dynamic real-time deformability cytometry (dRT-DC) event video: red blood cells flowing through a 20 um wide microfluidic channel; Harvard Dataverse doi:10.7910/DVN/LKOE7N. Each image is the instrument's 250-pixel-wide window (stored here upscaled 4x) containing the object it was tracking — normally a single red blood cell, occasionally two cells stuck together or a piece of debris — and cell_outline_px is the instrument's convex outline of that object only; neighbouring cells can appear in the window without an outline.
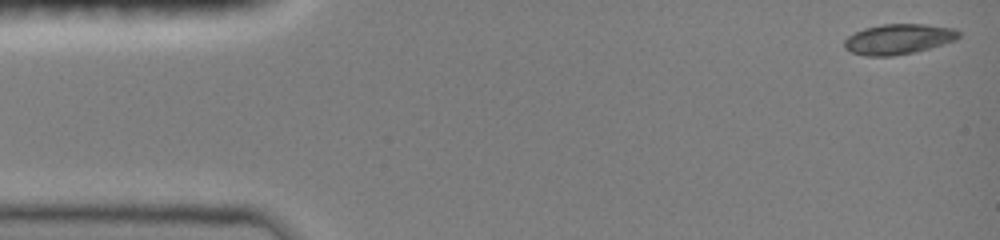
{"species": "common noctule bat (a hibernating species)", "species_latin": "Nyctalus noctula", "temperature_condition": "room temperature", "stored_images_in_passage": 45, "camera_frame_rate_fps": 3000, "um_per_image_px": 0.085, "animal": {"sex": "female", "body_mass_g": 19.0, "forearm_length_mm": 51.5}, "frame": {"image": 1, "passage_image": 1, "time_ms": 0.0, "image_size_px": [1000, 240], "cell_outline_px": [[960, 36], [956, 40], [928, 48], [912, 52], [892, 56], [868, 56], [852, 52], [844, 48], [844, 40], [848, 36], [864, 28], [880, 24], [924, 24], [956, 28], [960, 32]], "centroid_in_image_um": [76.37, 3.31], "position_along_channel_um": 8.6, "area_um2": 20.11}}
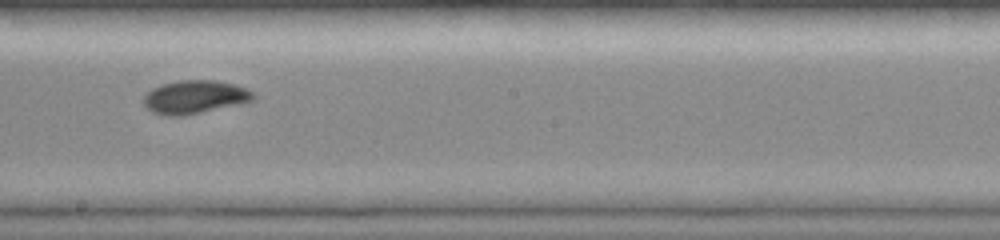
{"frame": {"image": 2, "passage_image": 26, "time_ms": 8.333, "image_size_px": [1000, 240], "cell_outline_px": [[256, 100], [240, 104], [184, 116], [168, 116], [152, 112], [144, 108], [144, 96], [152, 88], [160, 84], [176, 80], [216, 80], [232, 84], [244, 88], [252, 92], [256, 96]], "centroid_in_image_um": [16.53, 8.25], "position_along_channel_um": 231.7, "area_um2": 21.5}}
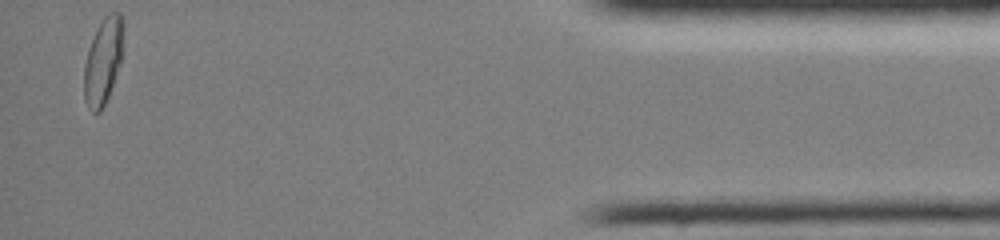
{"frame": {"image": 3, "passage_image": 45, "time_ms": 14.667, "image_size_px": [1000, 240], "cell_outline_px": [[124, 52], [108, 96], [100, 112], [92, 112], [88, 108], [84, 100], [84, 64], [88, 48], [92, 36], [100, 20], [108, 12], [120, 12], [124, 16]], "centroid_in_image_um": [8.79, 5.09], "position_along_channel_um": 426.4, "area_um2": 20.4}, "authors_computed_cell_mechanics": {"area_um2": 20.3456, "velocity_mm_per_s": 4.047, "shape_relaxation_time_tau1_ms": 6.1505, "shape_relaxation_time_tau2_ms": 2.9299, "deformation_change_tau1": 0.1838, "deformation_change_tau2": 0.0308}}